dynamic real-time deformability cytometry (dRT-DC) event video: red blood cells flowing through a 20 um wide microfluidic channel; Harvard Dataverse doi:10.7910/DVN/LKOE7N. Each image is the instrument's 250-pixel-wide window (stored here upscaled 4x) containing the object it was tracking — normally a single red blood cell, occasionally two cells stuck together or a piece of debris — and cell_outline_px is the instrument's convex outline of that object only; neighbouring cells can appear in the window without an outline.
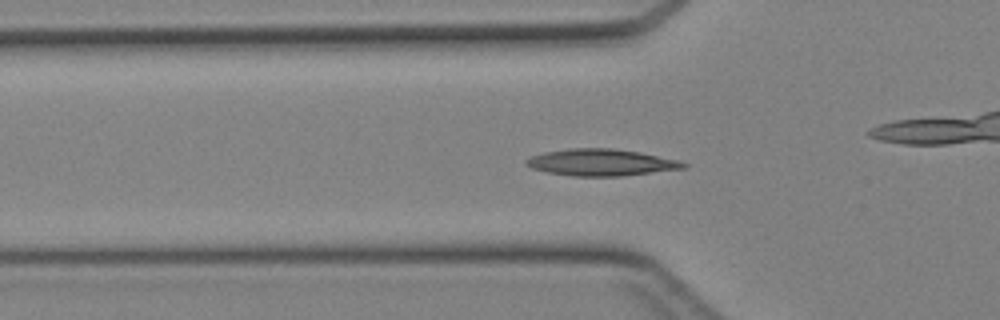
{"species": "Egyptian fruit bat (a non-hibernating species)", "species_latin": "Rousettus aegyptiacus", "temperature_condition": "cold", "stored_images_in_passage": 38, "camera_frame_rate_fps": 3000, "um_per_image_px": 0.085, "animal": {"sex": "female"}, "frame": {"image": 1, "passage_image": 8, "time_ms": 2.333, "image_size_px": [1000, 320], "cell_outline_px": [[688, 168], [620, 176], [572, 176], [548, 172], [532, 168], [524, 164], [524, 160], [532, 156], [544, 152], [568, 148], [612, 148], [640, 152], [680, 160], [688, 164]], "centroid_in_image_um": [51.12, 13.8], "position_along_channel_um": 74.7, "area_um2": 24.62}}
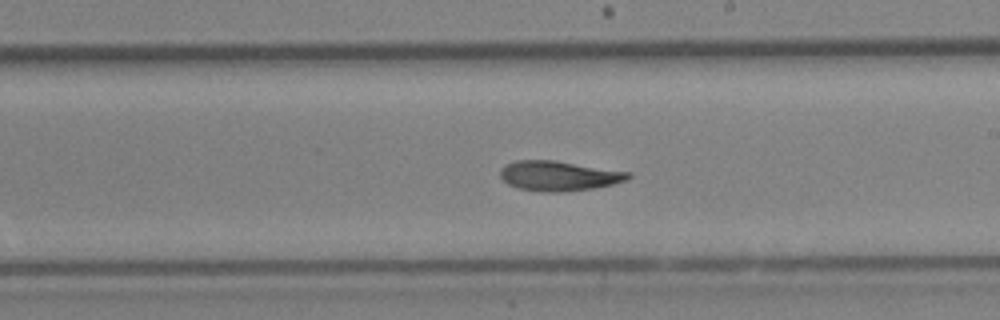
{"frame": {"image": 2, "passage_image": 19, "time_ms": 6.0, "image_size_px": [1000, 320], "cell_outline_px": [[632, 176], [628, 180], [612, 184], [592, 188], [564, 192], [544, 192], [516, 188], [508, 184], [500, 176], [500, 168], [504, 164], [516, 160], [556, 160], [632, 172]], "centroid_in_image_um": [47.5, 14.94], "position_along_channel_um": 241.5, "area_um2": 22.6}}
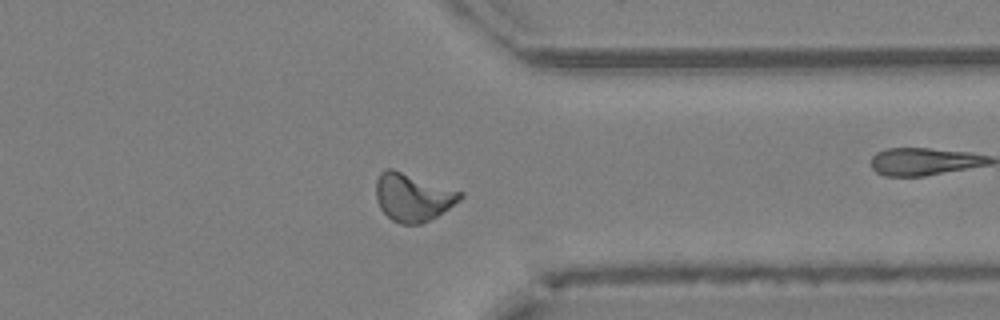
{"frame": {"image": 3, "passage_image": 28, "time_ms": 9.0, "image_size_px": [1000, 320], "cell_outline_px": [[464, 196], [460, 200], [436, 216], [420, 224], [400, 224], [392, 220], [380, 208], [376, 200], [376, 180], [380, 172], [388, 168], [392, 168], [464, 192]], "centroid_in_image_um": [35.07, 16.75], "position_along_channel_um": 376.3, "area_um2": 23.47}}